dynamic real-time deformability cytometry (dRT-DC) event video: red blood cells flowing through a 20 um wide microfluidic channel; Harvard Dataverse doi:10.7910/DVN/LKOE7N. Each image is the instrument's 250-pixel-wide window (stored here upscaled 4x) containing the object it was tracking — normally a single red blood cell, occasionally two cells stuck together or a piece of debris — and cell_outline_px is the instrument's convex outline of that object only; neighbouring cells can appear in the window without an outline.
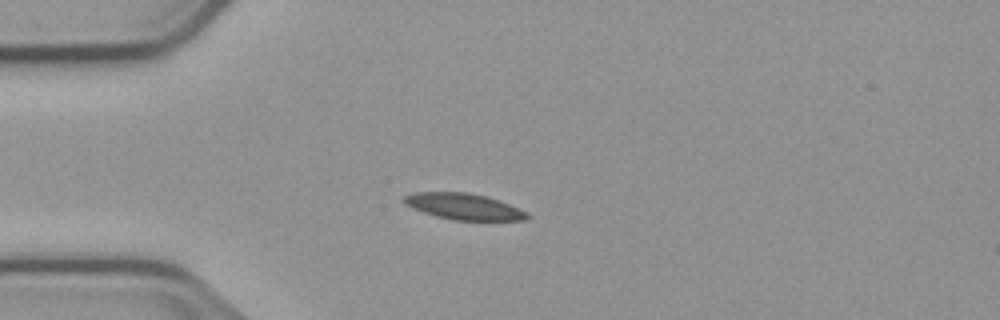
{"species": "common noctule bat (a hibernating species)", "species_latin": "Nyctalus noctula", "temperature_condition": "cold", "stored_images_in_passage": 4, "camera_frame_rate_fps": 3000, "um_per_image_px": 0.085, "animal": {"sex": "male", "body_mass_g": 23.1, "forearm_length_mm": 52.7}, "frame": {"image": 1, "passage_image": 2, "time_ms": 3.0, "image_size_px": [1000, 320], "cell_outline_px": [[532, 216], [524, 220], [452, 220], [436, 216], [412, 208], [404, 204], [400, 200], [404, 196], [412, 192], [468, 192], [484, 196], [508, 204], [528, 212]], "centroid_in_image_um": [39.37, 17.55], "position_along_channel_um": 45.6, "area_um2": 18.79}}
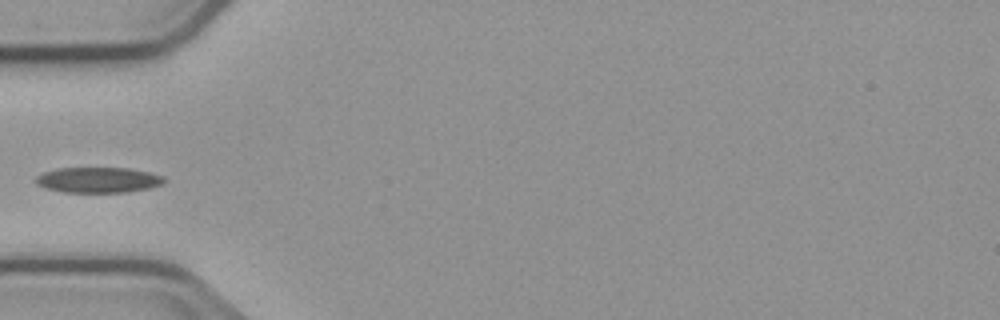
{"frame": {"image": 2, "passage_image": 3, "time_ms": 4.333, "image_size_px": [1000, 320], "cell_outline_px": [[164, 180], [160, 184], [148, 188], [128, 192], [64, 192], [44, 188], [36, 184], [36, 176], [44, 172], [56, 168], [128, 168], [148, 172], [164, 176]], "centroid_in_image_um": [8.3, 15.29], "position_along_channel_um": 76.7, "area_um2": 18.96}}
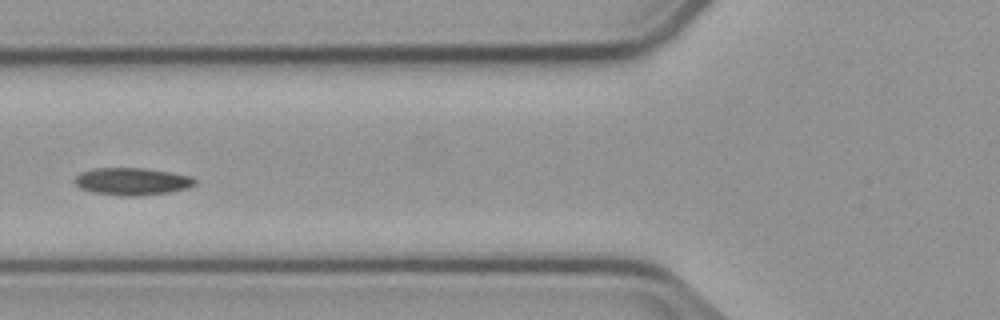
{"frame": {"image": 3, "passage_image": 4, "time_ms": 5.333, "image_size_px": [1000, 320], "cell_outline_px": [[196, 184], [188, 188], [168, 192], [136, 196], [124, 196], [92, 192], [80, 188], [72, 180], [80, 172], [92, 168], [144, 168], [172, 172], [192, 176], [196, 180]], "centroid_in_image_um": [11.22, 15.41], "position_along_channel_um": 114.6, "area_um2": 19.31}}